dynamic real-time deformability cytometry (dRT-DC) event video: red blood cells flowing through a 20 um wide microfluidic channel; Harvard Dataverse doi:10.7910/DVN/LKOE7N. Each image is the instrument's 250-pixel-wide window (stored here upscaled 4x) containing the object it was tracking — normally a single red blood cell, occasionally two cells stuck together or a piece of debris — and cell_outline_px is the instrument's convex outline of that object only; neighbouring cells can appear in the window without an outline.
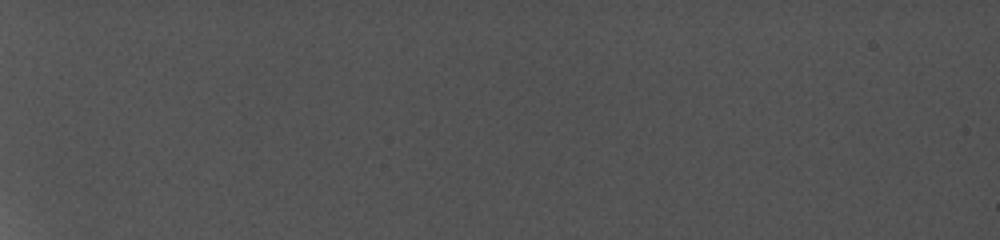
{"species": "common noctule bat (a hibernating species)", "species_latin": "Nyctalus noctula", "temperature_condition": "cold", "stored_images_in_passage": 1, "camera_frame_rate_fps": 5000, "um_per_image_px": 0.085, "animal": {"sex": "female", "body_mass_g": 19.0, "forearm_length_mm": 56.7}, "frame": {"image": 1, "passage_image": 1, "time_ms": 0.0, "image_size_px": [1000, 240], "cell_outline_px": [[976, 120], [968, 144], [936, 156], [928, 156], [916, 140], [924, 132], [952, 120]], "centroid_in_image_um": [80.45, 11.65], "position_along_channel_um": 4.5, "area_um2": 10.0}}